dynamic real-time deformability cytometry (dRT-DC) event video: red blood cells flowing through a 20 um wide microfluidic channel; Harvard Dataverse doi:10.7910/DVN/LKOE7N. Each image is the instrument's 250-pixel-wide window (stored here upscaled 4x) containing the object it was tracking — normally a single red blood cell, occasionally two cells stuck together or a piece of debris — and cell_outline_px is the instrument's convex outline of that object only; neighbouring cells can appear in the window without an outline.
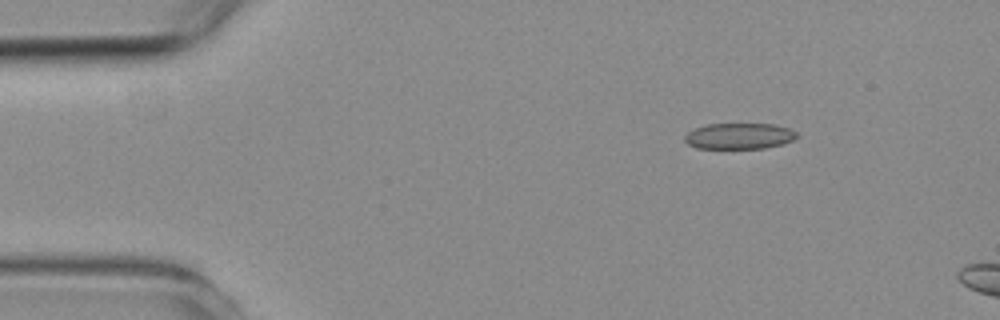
{"species": "common noctule bat (a hibernating species)", "species_latin": "Nyctalus noctula", "temperature_condition": "room temperature", "stored_images_in_passage": 4, "camera_frame_rate_fps": 3000, "um_per_image_px": 0.085, "animal": {"sex": "female", "body_mass_g": 19.3, "forearm_length_mm": 54.1}, "frame": {"image": 1, "passage_image": 4, "time_ms": 3.667, "image_size_px": [1000, 320], "cell_outline_px": [[800, 136], [784, 144], [764, 148], [696, 148], [688, 144], [684, 140], [684, 136], [688, 132], [704, 124], [772, 124], [788, 128], [796, 132]], "centroid_in_image_um": [62.84, 11.56], "position_along_channel_um": 22.2, "area_um2": 16.99}}